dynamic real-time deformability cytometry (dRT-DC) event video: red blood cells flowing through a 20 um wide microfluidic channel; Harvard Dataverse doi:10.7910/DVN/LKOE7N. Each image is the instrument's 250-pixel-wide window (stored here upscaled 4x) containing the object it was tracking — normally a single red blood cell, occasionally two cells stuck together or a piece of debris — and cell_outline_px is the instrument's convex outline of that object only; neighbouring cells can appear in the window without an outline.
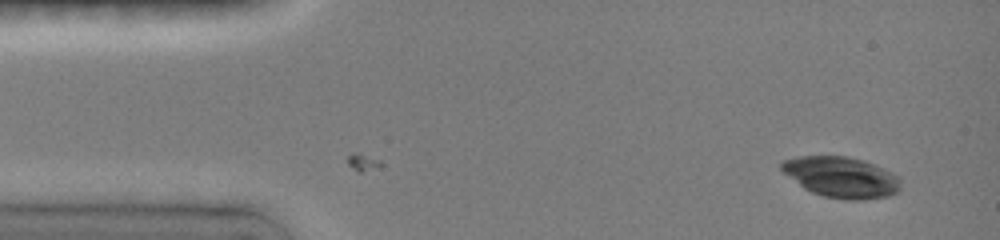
{"species": "common noctule bat (a hibernating species)", "species_latin": "Nyctalus noctula", "temperature_condition": "room temperature", "stored_images_in_passage": 4, "camera_frame_rate_fps": 3000, "um_per_image_px": 0.085, "animal": {"sex": "female", "body_mass_g": 19.0, "forearm_length_mm": 51.5}, "frame": {"image": 1, "passage_image": 4, "time_ms": 1.0, "image_size_px": [1000, 240], "cell_outline_px": [[900, 192], [888, 196], [864, 200], [844, 200], [824, 196], [812, 192], [804, 188], [784, 172], [780, 168], [780, 164], [784, 160], [796, 156], [848, 156], [864, 160], [884, 168], [900, 176]], "centroid_in_image_um": [71.56, 15.06], "position_along_channel_um": 13.4, "area_um2": 28.55}}